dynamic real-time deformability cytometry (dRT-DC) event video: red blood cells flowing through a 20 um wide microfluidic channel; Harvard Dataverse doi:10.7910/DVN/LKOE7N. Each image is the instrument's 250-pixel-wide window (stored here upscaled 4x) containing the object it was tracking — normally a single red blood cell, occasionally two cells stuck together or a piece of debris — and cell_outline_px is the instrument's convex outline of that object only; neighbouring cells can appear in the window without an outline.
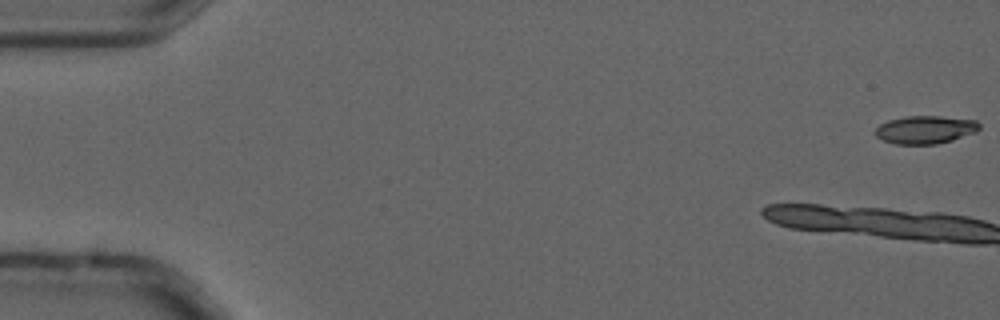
{"species": "common noctule bat (a hibernating species)", "species_latin": "Nyctalus noctula", "temperature_condition": "cold", "stored_images_in_passage": 6, "camera_frame_rate_fps": 3000, "um_per_image_px": 0.085, "animal": {"sex": "male", "forearm_length_mm": 52.5}, "frame": {"image": 1, "passage_image": 1, "time_ms": 0.0, "image_size_px": [1000, 320], "cell_outline_px": [[980, 128], [976, 132], [952, 140], [936, 144], [896, 144], [884, 140], [876, 136], [872, 132], [880, 124], [888, 120], [908, 116], [940, 116], [976, 120], [980, 124]], "centroid_in_image_um": [78.64, 11.02], "position_along_channel_um": 6.4, "area_um2": 16.99}}